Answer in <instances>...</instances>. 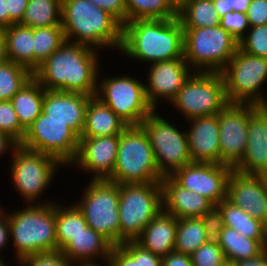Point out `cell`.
<instances>
[{
	"mask_svg": "<svg viewBox=\"0 0 267 266\" xmlns=\"http://www.w3.org/2000/svg\"><path fill=\"white\" fill-rule=\"evenodd\" d=\"M188 149L193 162L220 164L218 114L189 120Z\"/></svg>",
	"mask_w": 267,
	"mask_h": 266,
	"instance_id": "22",
	"label": "cell"
},
{
	"mask_svg": "<svg viewBox=\"0 0 267 266\" xmlns=\"http://www.w3.org/2000/svg\"><path fill=\"white\" fill-rule=\"evenodd\" d=\"M162 266H193L191 256L171 251L162 257Z\"/></svg>",
	"mask_w": 267,
	"mask_h": 266,
	"instance_id": "48",
	"label": "cell"
},
{
	"mask_svg": "<svg viewBox=\"0 0 267 266\" xmlns=\"http://www.w3.org/2000/svg\"><path fill=\"white\" fill-rule=\"evenodd\" d=\"M5 264L6 263H4V262H0V266H6Z\"/></svg>",
	"mask_w": 267,
	"mask_h": 266,
	"instance_id": "60",
	"label": "cell"
},
{
	"mask_svg": "<svg viewBox=\"0 0 267 266\" xmlns=\"http://www.w3.org/2000/svg\"><path fill=\"white\" fill-rule=\"evenodd\" d=\"M163 178L144 129L128 126L119 135L116 164L107 180L123 185L161 182Z\"/></svg>",
	"mask_w": 267,
	"mask_h": 266,
	"instance_id": "5",
	"label": "cell"
},
{
	"mask_svg": "<svg viewBox=\"0 0 267 266\" xmlns=\"http://www.w3.org/2000/svg\"><path fill=\"white\" fill-rule=\"evenodd\" d=\"M6 39L3 28L0 30V64L6 62Z\"/></svg>",
	"mask_w": 267,
	"mask_h": 266,
	"instance_id": "56",
	"label": "cell"
},
{
	"mask_svg": "<svg viewBox=\"0 0 267 266\" xmlns=\"http://www.w3.org/2000/svg\"><path fill=\"white\" fill-rule=\"evenodd\" d=\"M253 103H228L219 113L220 164L234 169L247 149L250 114L258 107Z\"/></svg>",
	"mask_w": 267,
	"mask_h": 266,
	"instance_id": "15",
	"label": "cell"
},
{
	"mask_svg": "<svg viewBox=\"0 0 267 266\" xmlns=\"http://www.w3.org/2000/svg\"><path fill=\"white\" fill-rule=\"evenodd\" d=\"M251 0H229L230 7L233 11L246 13Z\"/></svg>",
	"mask_w": 267,
	"mask_h": 266,
	"instance_id": "55",
	"label": "cell"
},
{
	"mask_svg": "<svg viewBox=\"0 0 267 266\" xmlns=\"http://www.w3.org/2000/svg\"><path fill=\"white\" fill-rule=\"evenodd\" d=\"M9 13V26L19 24L25 14L29 0H5Z\"/></svg>",
	"mask_w": 267,
	"mask_h": 266,
	"instance_id": "47",
	"label": "cell"
},
{
	"mask_svg": "<svg viewBox=\"0 0 267 266\" xmlns=\"http://www.w3.org/2000/svg\"><path fill=\"white\" fill-rule=\"evenodd\" d=\"M174 6L178 9L187 0H170Z\"/></svg>",
	"mask_w": 267,
	"mask_h": 266,
	"instance_id": "58",
	"label": "cell"
},
{
	"mask_svg": "<svg viewBox=\"0 0 267 266\" xmlns=\"http://www.w3.org/2000/svg\"><path fill=\"white\" fill-rule=\"evenodd\" d=\"M169 122L153 110L140 124L149 138L158 170L163 177L193 162L186 131L181 132Z\"/></svg>",
	"mask_w": 267,
	"mask_h": 266,
	"instance_id": "13",
	"label": "cell"
},
{
	"mask_svg": "<svg viewBox=\"0 0 267 266\" xmlns=\"http://www.w3.org/2000/svg\"><path fill=\"white\" fill-rule=\"evenodd\" d=\"M139 266H162V257L139 245Z\"/></svg>",
	"mask_w": 267,
	"mask_h": 266,
	"instance_id": "50",
	"label": "cell"
},
{
	"mask_svg": "<svg viewBox=\"0 0 267 266\" xmlns=\"http://www.w3.org/2000/svg\"><path fill=\"white\" fill-rule=\"evenodd\" d=\"M99 82L96 97L128 126H140L154 110L146 97L145 82L142 83L130 75L107 76Z\"/></svg>",
	"mask_w": 267,
	"mask_h": 266,
	"instance_id": "12",
	"label": "cell"
},
{
	"mask_svg": "<svg viewBox=\"0 0 267 266\" xmlns=\"http://www.w3.org/2000/svg\"><path fill=\"white\" fill-rule=\"evenodd\" d=\"M61 25L66 41L96 50L121 48L123 25L88 0H62Z\"/></svg>",
	"mask_w": 267,
	"mask_h": 266,
	"instance_id": "3",
	"label": "cell"
},
{
	"mask_svg": "<svg viewBox=\"0 0 267 266\" xmlns=\"http://www.w3.org/2000/svg\"><path fill=\"white\" fill-rule=\"evenodd\" d=\"M108 262L110 266H139V244L126 241L113 246Z\"/></svg>",
	"mask_w": 267,
	"mask_h": 266,
	"instance_id": "41",
	"label": "cell"
},
{
	"mask_svg": "<svg viewBox=\"0 0 267 266\" xmlns=\"http://www.w3.org/2000/svg\"><path fill=\"white\" fill-rule=\"evenodd\" d=\"M170 103L188 120L218 114L229 103L222 74L194 71Z\"/></svg>",
	"mask_w": 267,
	"mask_h": 266,
	"instance_id": "11",
	"label": "cell"
},
{
	"mask_svg": "<svg viewBox=\"0 0 267 266\" xmlns=\"http://www.w3.org/2000/svg\"><path fill=\"white\" fill-rule=\"evenodd\" d=\"M217 243L223 250L226 261L231 264L256 257L267 249L260 241L247 238L229 227L223 228Z\"/></svg>",
	"mask_w": 267,
	"mask_h": 266,
	"instance_id": "30",
	"label": "cell"
},
{
	"mask_svg": "<svg viewBox=\"0 0 267 266\" xmlns=\"http://www.w3.org/2000/svg\"><path fill=\"white\" fill-rule=\"evenodd\" d=\"M84 191L81 201L74 204L84 215L88 226L113 246L120 245V185L107 179H91Z\"/></svg>",
	"mask_w": 267,
	"mask_h": 266,
	"instance_id": "8",
	"label": "cell"
},
{
	"mask_svg": "<svg viewBox=\"0 0 267 266\" xmlns=\"http://www.w3.org/2000/svg\"><path fill=\"white\" fill-rule=\"evenodd\" d=\"M118 210L120 245L126 241H135L163 210L161 182L120 185Z\"/></svg>",
	"mask_w": 267,
	"mask_h": 266,
	"instance_id": "7",
	"label": "cell"
},
{
	"mask_svg": "<svg viewBox=\"0 0 267 266\" xmlns=\"http://www.w3.org/2000/svg\"><path fill=\"white\" fill-rule=\"evenodd\" d=\"M97 53L98 50L86 45L64 41L33 72V77L45 90L96 96L101 69Z\"/></svg>",
	"mask_w": 267,
	"mask_h": 266,
	"instance_id": "1",
	"label": "cell"
},
{
	"mask_svg": "<svg viewBox=\"0 0 267 266\" xmlns=\"http://www.w3.org/2000/svg\"><path fill=\"white\" fill-rule=\"evenodd\" d=\"M217 207L222 212L224 227L235 229L247 238L256 239L267 248V225L265 223L252 218L227 199L222 200Z\"/></svg>",
	"mask_w": 267,
	"mask_h": 266,
	"instance_id": "27",
	"label": "cell"
},
{
	"mask_svg": "<svg viewBox=\"0 0 267 266\" xmlns=\"http://www.w3.org/2000/svg\"><path fill=\"white\" fill-rule=\"evenodd\" d=\"M92 96L76 92L44 90L42 112L51 120L63 121L80 137L86 106Z\"/></svg>",
	"mask_w": 267,
	"mask_h": 266,
	"instance_id": "21",
	"label": "cell"
},
{
	"mask_svg": "<svg viewBox=\"0 0 267 266\" xmlns=\"http://www.w3.org/2000/svg\"><path fill=\"white\" fill-rule=\"evenodd\" d=\"M33 77L27 67L7 60L0 64V101H10Z\"/></svg>",
	"mask_w": 267,
	"mask_h": 266,
	"instance_id": "37",
	"label": "cell"
},
{
	"mask_svg": "<svg viewBox=\"0 0 267 266\" xmlns=\"http://www.w3.org/2000/svg\"><path fill=\"white\" fill-rule=\"evenodd\" d=\"M9 26V13L5 0H0V28Z\"/></svg>",
	"mask_w": 267,
	"mask_h": 266,
	"instance_id": "54",
	"label": "cell"
},
{
	"mask_svg": "<svg viewBox=\"0 0 267 266\" xmlns=\"http://www.w3.org/2000/svg\"><path fill=\"white\" fill-rule=\"evenodd\" d=\"M106 265L110 266L109 262H106ZM70 266H101V265L97 264L96 262H71Z\"/></svg>",
	"mask_w": 267,
	"mask_h": 266,
	"instance_id": "57",
	"label": "cell"
},
{
	"mask_svg": "<svg viewBox=\"0 0 267 266\" xmlns=\"http://www.w3.org/2000/svg\"><path fill=\"white\" fill-rule=\"evenodd\" d=\"M226 199L267 225V176L231 171Z\"/></svg>",
	"mask_w": 267,
	"mask_h": 266,
	"instance_id": "18",
	"label": "cell"
},
{
	"mask_svg": "<svg viewBox=\"0 0 267 266\" xmlns=\"http://www.w3.org/2000/svg\"><path fill=\"white\" fill-rule=\"evenodd\" d=\"M3 30L7 59L34 72L33 28L13 24Z\"/></svg>",
	"mask_w": 267,
	"mask_h": 266,
	"instance_id": "28",
	"label": "cell"
},
{
	"mask_svg": "<svg viewBox=\"0 0 267 266\" xmlns=\"http://www.w3.org/2000/svg\"><path fill=\"white\" fill-rule=\"evenodd\" d=\"M190 256L193 266H221L227 262L217 240L207 241Z\"/></svg>",
	"mask_w": 267,
	"mask_h": 266,
	"instance_id": "39",
	"label": "cell"
},
{
	"mask_svg": "<svg viewBox=\"0 0 267 266\" xmlns=\"http://www.w3.org/2000/svg\"><path fill=\"white\" fill-rule=\"evenodd\" d=\"M55 222L59 250L89 227L84 215L74 204L63 207L55 202Z\"/></svg>",
	"mask_w": 267,
	"mask_h": 266,
	"instance_id": "31",
	"label": "cell"
},
{
	"mask_svg": "<svg viewBox=\"0 0 267 266\" xmlns=\"http://www.w3.org/2000/svg\"><path fill=\"white\" fill-rule=\"evenodd\" d=\"M62 0H29L20 25L41 28L61 25Z\"/></svg>",
	"mask_w": 267,
	"mask_h": 266,
	"instance_id": "33",
	"label": "cell"
},
{
	"mask_svg": "<svg viewBox=\"0 0 267 266\" xmlns=\"http://www.w3.org/2000/svg\"><path fill=\"white\" fill-rule=\"evenodd\" d=\"M65 40L62 25L41 27L33 29L34 71L54 51H56Z\"/></svg>",
	"mask_w": 267,
	"mask_h": 266,
	"instance_id": "36",
	"label": "cell"
},
{
	"mask_svg": "<svg viewBox=\"0 0 267 266\" xmlns=\"http://www.w3.org/2000/svg\"><path fill=\"white\" fill-rule=\"evenodd\" d=\"M114 16L122 25L127 22L125 0H88Z\"/></svg>",
	"mask_w": 267,
	"mask_h": 266,
	"instance_id": "45",
	"label": "cell"
},
{
	"mask_svg": "<svg viewBox=\"0 0 267 266\" xmlns=\"http://www.w3.org/2000/svg\"><path fill=\"white\" fill-rule=\"evenodd\" d=\"M148 82L145 83L146 97L154 110H157L161 98L168 104L171 102L184 83L194 72L184 58H175L149 64Z\"/></svg>",
	"mask_w": 267,
	"mask_h": 266,
	"instance_id": "17",
	"label": "cell"
},
{
	"mask_svg": "<svg viewBox=\"0 0 267 266\" xmlns=\"http://www.w3.org/2000/svg\"><path fill=\"white\" fill-rule=\"evenodd\" d=\"M19 145L20 144L10 135L0 131V157L2 154L6 155L5 153H8L7 151L9 150L13 152Z\"/></svg>",
	"mask_w": 267,
	"mask_h": 266,
	"instance_id": "51",
	"label": "cell"
},
{
	"mask_svg": "<svg viewBox=\"0 0 267 266\" xmlns=\"http://www.w3.org/2000/svg\"><path fill=\"white\" fill-rule=\"evenodd\" d=\"M20 145L32 151L54 156L68 166L77 155L79 136L67 123L51 120L41 112L26 130Z\"/></svg>",
	"mask_w": 267,
	"mask_h": 266,
	"instance_id": "14",
	"label": "cell"
},
{
	"mask_svg": "<svg viewBox=\"0 0 267 266\" xmlns=\"http://www.w3.org/2000/svg\"><path fill=\"white\" fill-rule=\"evenodd\" d=\"M0 131L10 135L19 144L24 140L26 131L21 127L11 101H0Z\"/></svg>",
	"mask_w": 267,
	"mask_h": 266,
	"instance_id": "40",
	"label": "cell"
},
{
	"mask_svg": "<svg viewBox=\"0 0 267 266\" xmlns=\"http://www.w3.org/2000/svg\"><path fill=\"white\" fill-rule=\"evenodd\" d=\"M238 42L240 50L267 58V24L250 27Z\"/></svg>",
	"mask_w": 267,
	"mask_h": 266,
	"instance_id": "38",
	"label": "cell"
},
{
	"mask_svg": "<svg viewBox=\"0 0 267 266\" xmlns=\"http://www.w3.org/2000/svg\"><path fill=\"white\" fill-rule=\"evenodd\" d=\"M184 29L178 17L135 19L123 25L119 51L149 64L183 58Z\"/></svg>",
	"mask_w": 267,
	"mask_h": 266,
	"instance_id": "2",
	"label": "cell"
},
{
	"mask_svg": "<svg viewBox=\"0 0 267 266\" xmlns=\"http://www.w3.org/2000/svg\"><path fill=\"white\" fill-rule=\"evenodd\" d=\"M44 88L32 77L10 100L21 127L26 131L42 112Z\"/></svg>",
	"mask_w": 267,
	"mask_h": 266,
	"instance_id": "29",
	"label": "cell"
},
{
	"mask_svg": "<svg viewBox=\"0 0 267 266\" xmlns=\"http://www.w3.org/2000/svg\"><path fill=\"white\" fill-rule=\"evenodd\" d=\"M112 247L105 237L88 227L61 251L70 262H97L98 257L108 262Z\"/></svg>",
	"mask_w": 267,
	"mask_h": 266,
	"instance_id": "26",
	"label": "cell"
},
{
	"mask_svg": "<svg viewBox=\"0 0 267 266\" xmlns=\"http://www.w3.org/2000/svg\"><path fill=\"white\" fill-rule=\"evenodd\" d=\"M163 210L179 218H200L214 205L202 195L179 186L170 176L161 180Z\"/></svg>",
	"mask_w": 267,
	"mask_h": 266,
	"instance_id": "23",
	"label": "cell"
},
{
	"mask_svg": "<svg viewBox=\"0 0 267 266\" xmlns=\"http://www.w3.org/2000/svg\"><path fill=\"white\" fill-rule=\"evenodd\" d=\"M234 170L243 174L267 176V105H259L250 114L247 149Z\"/></svg>",
	"mask_w": 267,
	"mask_h": 266,
	"instance_id": "20",
	"label": "cell"
},
{
	"mask_svg": "<svg viewBox=\"0 0 267 266\" xmlns=\"http://www.w3.org/2000/svg\"><path fill=\"white\" fill-rule=\"evenodd\" d=\"M209 241L201 218H179L174 251L191 255Z\"/></svg>",
	"mask_w": 267,
	"mask_h": 266,
	"instance_id": "34",
	"label": "cell"
},
{
	"mask_svg": "<svg viewBox=\"0 0 267 266\" xmlns=\"http://www.w3.org/2000/svg\"><path fill=\"white\" fill-rule=\"evenodd\" d=\"M222 266H232V264L231 263H229V262H226L225 264H223Z\"/></svg>",
	"mask_w": 267,
	"mask_h": 266,
	"instance_id": "59",
	"label": "cell"
},
{
	"mask_svg": "<svg viewBox=\"0 0 267 266\" xmlns=\"http://www.w3.org/2000/svg\"><path fill=\"white\" fill-rule=\"evenodd\" d=\"M12 154L10 173L12 184L25 199V203L27 205L52 203L49 200L39 203L38 198L54 180L56 169L64 164L54 156L32 151L21 145L14 149Z\"/></svg>",
	"mask_w": 267,
	"mask_h": 266,
	"instance_id": "10",
	"label": "cell"
},
{
	"mask_svg": "<svg viewBox=\"0 0 267 266\" xmlns=\"http://www.w3.org/2000/svg\"><path fill=\"white\" fill-rule=\"evenodd\" d=\"M119 135L100 137H79L75 159L69 164L93 173V180L108 179L116 164Z\"/></svg>",
	"mask_w": 267,
	"mask_h": 266,
	"instance_id": "19",
	"label": "cell"
},
{
	"mask_svg": "<svg viewBox=\"0 0 267 266\" xmlns=\"http://www.w3.org/2000/svg\"><path fill=\"white\" fill-rule=\"evenodd\" d=\"M212 2L220 18L227 12L233 11L232 7H230L229 0H212Z\"/></svg>",
	"mask_w": 267,
	"mask_h": 266,
	"instance_id": "53",
	"label": "cell"
},
{
	"mask_svg": "<svg viewBox=\"0 0 267 266\" xmlns=\"http://www.w3.org/2000/svg\"><path fill=\"white\" fill-rule=\"evenodd\" d=\"M178 219L162 210L135 240L144 249L164 257L174 251Z\"/></svg>",
	"mask_w": 267,
	"mask_h": 266,
	"instance_id": "24",
	"label": "cell"
},
{
	"mask_svg": "<svg viewBox=\"0 0 267 266\" xmlns=\"http://www.w3.org/2000/svg\"><path fill=\"white\" fill-rule=\"evenodd\" d=\"M220 73L224 78L229 103L267 105V97L261 90L267 81V58L251 55L238 48Z\"/></svg>",
	"mask_w": 267,
	"mask_h": 266,
	"instance_id": "9",
	"label": "cell"
},
{
	"mask_svg": "<svg viewBox=\"0 0 267 266\" xmlns=\"http://www.w3.org/2000/svg\"><path fill=\"white\" fill-rule=\"evenodd\" d=\"M233 169L214 163L192 162L174 171L170 177L181 187L196 192L214 206L226 199L227 183Z\"/></svg>",
	"mask_w": 267,
	"mask_h": 266,
	"instance_id": "16",
	"label": "cell"
},
{
	"mask_svg": "<svg viewBox=\"0 0 267 266\" xmlns=\"http://www.w3.org/2000/svg\"><path fill=\"white\" fill-rule=\"evenodd\" d=\"M220 25L238 41L250 28L246 13L238 11L227 12L220 18Z\"/></svg>",
	"mask_w": 267,
	"mask_h": 266,
	"instance_id": "43",
	"label": "cell"
},
{
	"mask_svg": "<svg viewBox=\"0 0 267 266\" xmlns=\"http://www.w3.org/2000/svg\"><path fill=\"white\" fill-rule=\"evenodd\" d=\"M127 127L108 105L92 96L86 106L85 125L80 137L120 135Z\"/></svg>",
	"mask_w": 267,
	"mask_h": 266,
	"instance_id": "25",
	"label": "cell"
},
{
	"mask_svg": "<svg viewBox=\"0 0 267 266\" xmlns=\"http://www.w3.org/2000/svg\"><path fill=\"white\" fill-rule=\"evenodd\" d=\"M127 22L135 19H172L177 8L170 0H125Z\"/></svg>",
	"mask_w": 267,
	"mask_h": 266,
	"instance_id": "35",
	"label": "cell"
},
{
	"mask_svg": "<svg viewBox=\"0 0 267 266\" xmlns=\"http://www.w3.org/2000/svg\"><path fill=\"white\" fill-rule=\"evenodd\" d=\"M183 29V58L194 71L221 72L239 48L221 25Z\"/></svg>",
	"mask_w": 267,
	"mask_h": 266,
	"instance_id": "6",
	"label": "cell"
},
{
	"mask_svg": "<svg viewBox=\"0 0 267 266\" xmlns=\"http://www.w3.org/2000/svg\"><path fill=\"white\" fill-rule=\"evenodd\" d=\"M209 240H217L224 228L222 212L213 206L207 213L200 217Z\"/></svg>",
	"mask_w": 267,
	"mask_h": 266,
	"instance_id": "44",
	"label": "cell"
},
{
	"mask_svg": "<svg viewBox=\"0 0 267 266\" xmlns=\"http://www.w3.org/2000/svg\"><path fill=\"white\" fill-rule=\"evenodd\" d=\"M232 266H267V249L256 257L235 261Z\"/></svg>",
	"mask_w": 267,
	"mask_h": 266,
	"instance_id": "52",
	"label": "cell"
},
{
	"mask_svg": "<svg viewBox=\"0 0 267 266\" xmlns=\"http://www.w3.org/2000/svg\"><path fill=\"white\" fill-rule=\"evenodd\" d=\"M183 28L216 27L220 16L212 0H187L177 9Z\"/></svg>",
	"mask_w": 267,
	"mask_h": 266,
	"instance_id": "32",
	"label": "cell"
},
{
	"mask_svg": "<svg viewBox=\"0 0 267 266\" xmlns=\"http://www.w3.org/2000/svg\"><path fill=\"white\" fill-rule=\"evenodd\" d=\"M11 213L6 212L18 263L29 255L57 250L55 203L26 205Z\"/></svg>",
	"mask_w": 267,
	"mask_h": 266,
	"instance_id": "4",
	"label": "cell"
},
{
	"mask_svg": "<svg viewBox=\"0 0 267 266\" xmlns=\"http://www.w3.org/2000/svg\"><path fill=\"white\" fill-rule=\"evenodd\" d=\"M0 206V250L3 251V248L7 247V244L11 241L10 239V229L8 216L5 213V210ZM0 256V262H4Z\"/></svg>",
	"mask_w": 267,
	"mask_h": 266,
	"instance_id": "49",
	"label": "cell"
},
{
	"mask_svg": "<svg viewBox=\"0 0 267 266\" xmlns=\"http://www.w3.org/2000/svg\"><path fill=\"white\" fill-rule=\"evenodd\" d=\"M246 16L250 27L267 24V0H251Z\"/></svg>",
	"mask_w": 267,
	"mask_h": 266,
	"instance_id": "46",
	"label": "cell"
},
{
	"mask_svg": "<svg viewBox=\"0 0 267 266\" xmlns=\"http://www.w3.org/2000/svg\"><path fill=\"white\" fill-rule=\"evenodd\" d=\"M70 261L59 249L39 252L25 257L20 266H70Z\"/></svg>",
	"mask_w": 267,
	"mask_h": 266,
	"instance_id": "42",
	"label": "cell"
}]
</instances>
